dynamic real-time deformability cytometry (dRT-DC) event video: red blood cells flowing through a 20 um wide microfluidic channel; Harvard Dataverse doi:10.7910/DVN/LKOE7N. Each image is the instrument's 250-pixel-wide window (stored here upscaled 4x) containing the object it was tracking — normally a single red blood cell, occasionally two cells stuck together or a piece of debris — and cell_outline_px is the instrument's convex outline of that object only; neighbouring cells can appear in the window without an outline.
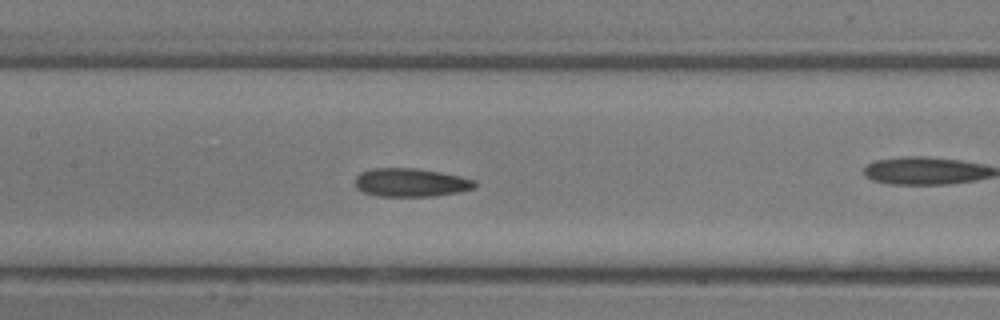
{"species": "common noctule bat (a hibernating species)", "species_latin": "Nyctalus noctula", "temperature_condition": "room temperature", "stored_images_in_passage": 15, "camera_frame_rate_fps": 3000, "um_per_image_px": 0.085, "animal": {"sex": "male", "body_mass_g": 13.3}, "frame": {"image": 1, "passage_image": 11, "time_ms": 3.333, "image_size_px": [1000, 320], "cell_outline_px": [[476, 188], [460, 192], [432, 196], [380, 196], [364, 192], [356, 188], [356, 176], [360, 172], [372, 168], [416, 168], [440, 172], [460, 176], [476, 180]], "centroid_in_image_um": [34.94, 15.51], "position_along_channel_um": 172.5, "area_um2": 19.88}}
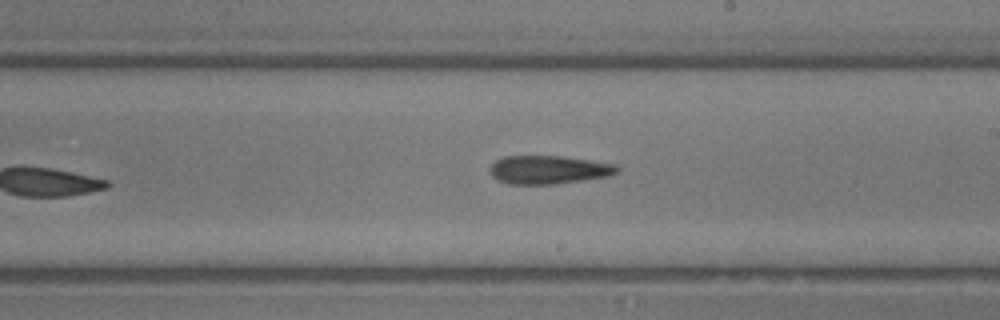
{"frame": {"image": 2, "passage_image": 15, "time_ms": 4.667, "image_size_px": [1000, 320], "cell_outline_px": [[620, 172], [612, 176], [556, 184], [508, 184], [496, 180], [488, 172], [488, 168], [496, 160], [504, 156], [560, 156], [616, 164], [620, 168]], "centroid_in_image_um": [46.63, 14.44], "position_along_channel_um": 242.4, "area_um2": 21.39}}